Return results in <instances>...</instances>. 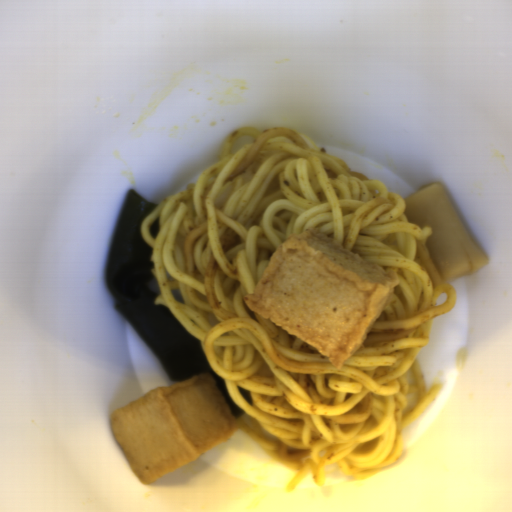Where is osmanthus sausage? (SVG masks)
<instances>
[{
  "label": "osmanthus sausage",
  "instance_id": "osmanthus-sausage-1",
  "mask_svg": "<svg viewBox=\"0 0 512 512\" xmlns=\"http://www.w3.org/2000/svg\"><path fill=\"white\" fill-rule=\"evenodd\" d=\"M402 212L408 223L422 230L429 225L426 239L429 257L444 282L468 276L486 266L488 257L458 215L444 191L443 183L433 182L405 196Z\"/></svg>",
  "mask_w": 512,
  "mask_h": 512
}]
</instances>
